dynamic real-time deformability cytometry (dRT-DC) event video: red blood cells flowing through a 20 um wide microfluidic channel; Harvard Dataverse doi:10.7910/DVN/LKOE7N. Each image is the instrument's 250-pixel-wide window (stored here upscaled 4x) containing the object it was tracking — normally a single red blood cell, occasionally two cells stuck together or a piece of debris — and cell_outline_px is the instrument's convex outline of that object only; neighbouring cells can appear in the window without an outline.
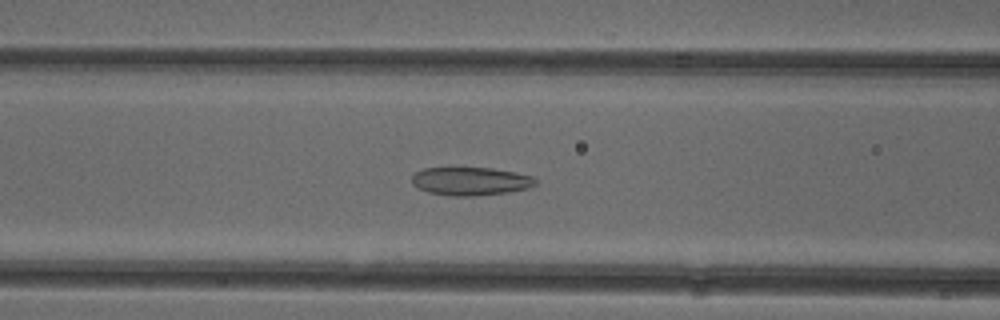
{"species": "common noctule bat (a hibernating species)", "species_latin": "Nyctalus noctula", "temperature_condition": "cold", "stored_images_in_passage": 49, "camera_frame_rate_fps": 3000, "um_per_image_px": 0.085, "animal": {"sex": "female"}, "frame": {"image": 1, "passage_image": 21, "time_ms": 6.667, "image_size_px": [1000, 320], "cell_outline_px": [[536, 184], [528, 188], [508, 192], [476, 196], [452, 196], [428, 192], [412, 184], [412, 176], [416, 172], [424, 168], [492, 168], [532, 176], [536, 180]], "centroid_in_image_um": [39.99, 15.41], "position_along_channel_um": 126.6, "area_um2": 20.17}}
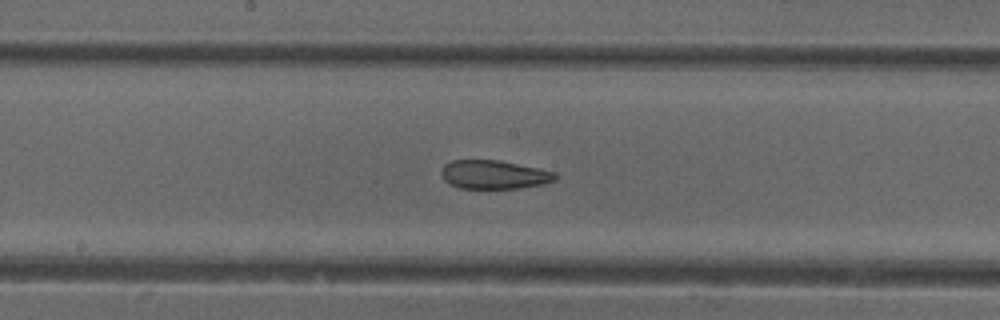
{"frame": {"image": 2, "passage_image": 27, "time_ms": 8.667, "image_size_px": [1000, 320], "cell_outline_px": [[560, 176], [556, 180], [544, 184], [520, 188], [460, 188], [444, 180], [440, 172], [444, 164], [452, 160], [500, 160], [556, 172]], "centroid_in_image_um": [42.03, 14.84], "position_along_channel_um": 206.2, "area_um2": 19.13}}
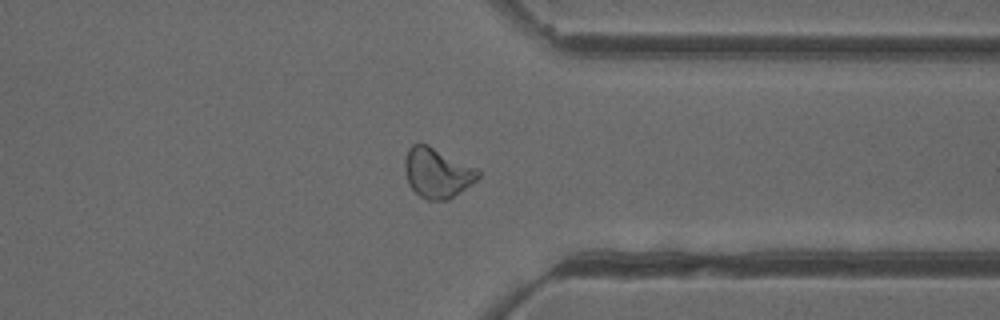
{"frame": {"image": 3, "passage_image": 40, "time_ms": 13.0, "image_size_px": [1000, 320], "cell_outline_px": [[480, 176], [476, 180], [448, 200], [428, 200], [420, 196], [408, 184], [404, 168], [404, 160], [408, 148], [412, 144], [428, 144], [480, 168]], "centroid_in_image_um": [37.17, 14.66], "position_along_channel_um": 374.2, "area_um2": 21.56}}